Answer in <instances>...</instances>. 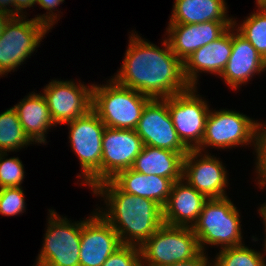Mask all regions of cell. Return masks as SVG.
<instances>
[{"label": "cell", "instance_id": "1", "mask_svg": "<svg viewBox=\"0 0 266 266\" xmlns=\"http://www.w3.org/2000/svg\"><path fill=\"white\" fill-rule=\"evenodd\" d=\"M163 40L161 49L133 32L123 63L117 74L111 77L118 84L152 99L188 90L190 85L184 77L183 62L172 52L166 37Z\"/></svg>", "mask_w": 266, "mask_h": 266}, {"label": "cell", "instance_id": "2", "mask_svg": "<svg viewBox=\"0 0 266 266\" xmlns=\"http://www.w3.org/2000/svg\"><path fill=\"white\" fill-rule=\"evenodd\" d=\"M92 192L103 197L107 209L100 208L98 213L118 233L122 244L140 247L164 224L158 203L123 192L111 180L101 182Z\"/></svg>", "mask_w": 266, "mask_h": 266}, {"label": "cell", "instance_id": "3", "mask_svg": "<svg viewBox=\"0 0 266 266\" xmlns=\"http://www.w3.org/2000/svg\"><path fill=\"white\" fill-rule=\"evenodd\" d=\"M152 98L118 84L93 85L92 110L106 127L135 130L144 107Z\"/></svg>", "mask_w": 266, "mask_h": 266}, {"label": "cell", "instance_id": "4", "mask_svg": "<svg viewBox=\"0 0 266 266\" xmlns=\"http://www.w3.org/2000/svg\"><path fill=\"white\" fill-rule=\"evenodd\" d=\"M262 123L233 110H210L206 120L205 132L201 144L196 148L204 152L206 148H235L241 145L254 146L256 163L260 155ZM205 148V149H204Z\"/></svg>", "mask_w": 266, "mask_h": 266}, {"label": "cell", "instance_id": "5", "mask_svg": "<svg viewBox=\"0 0 266 266\" xmlns=\"http://www.w3.org/2000/svg\"><path fill=\"white\" fill-rule=\"evenodd\" d=\"M241 226L239 210L227 196L208 199L192 228L204 253L206 245L220 249L243 245Z\"/></svg>", "mask_w": 266, "mask_h": 266}, {"label": "cell", "instance_id": "6", "mask_svg": "<svg viewBox=\"0 0 266 266\" xmlns=\"http://www.w3.org/2000/svg\"><path fill=\"white\" fill-rule=\"evenodd\" d=\"M71 148L79 158L81 184L90 190L101 183L102 137L106 126L91 109L86 115L66 123Z\"/></svg>", "mask_w": 266, "mask_h": 266}, {"label": "cell", "instance_id": "7", "mask_svg": "<svg viewBox=\"0 0 266 266\" xmlns=\"http://www.w3.org/2000/svg\"><path fill=\"white\" fill-rule=\"evenodd\" d=\"M139 248L141 266H168L195 259L202 253L193 228L165 223Z\"/></svg>", "mask_w": 266, "mask_h": 266}, {"label": "cell", "instance_id": "8", "mask_svg": "<svg viewBox=\"0 0 266 266\" xmlns=\"http://www.w3.org/2000/svg\"><path fill=\"white\" fill-rule=\"evenodd\" d=\"M48 215V227L35 266H80L81 228L85 220L72 223L52 209Z\"/></svg>", "mask_w": 266, "mask_h": 266}, {"label": "cell", "instance_id": "9", "mask_svg": "<svg viewBox=\"0 0 266 266\" xmlns=\"http://www.w3.org/2000/svg\"><path fill=\"white\" fill-rule=\"evenodd\" d=\"M25 17H11L0 36V76L14 72L50 31L43 23Z\"/></svg>", "mask_w": 266, "mask_h": 266}, {"label": "cell", "instance_id": "10", "mask_svg": "<svg viewBox=\"0 0 266 266\" xmlns=\"http://www.w3.org/2000/svg\"><path fill=\"white\" fill-rule=\"evenodd\" d=\"M197 86L167 97L168 111L181 142L190 150L202 142L210 105L197 95Z\"/></svg>", "mask_w": 266, "mask_h": 266}, {"label": "cell", "instance_id": "11", "mask_svg": "<svg viewBox=\"0 0 266 266\" xmlns=\"http://www.w3.org/2000/svg\"><path fill=\"white\" fill-rule=\"evenodd\" d=\"M93 85L87 86L74 80H51L43 89L49 112L55 127L86 115L92 109Z\"/></svg>", "mask_w": 266, "mask_h": 266}, {"label": "cell", "instance_id": "12", "mask_svg": "<svg viewBox=\"0 0 266 266\" xmlns=\"http://www.w3.org/2000/svg\"><path fill=\"white\" fill-rule=\"evenodd\" d=\"M209 154L208 150L203 154L197 149H190L183 157L182 179L207 199L227 197L225 190L228 187L226 166L219 158Z\"/></svg>", "mask_w": 266, "mask_h": 266}, {"label": "cell", "instance_id": "13", "mask_svg": "<svg viewBox=\"0 0 266 266\" xmlns=\"http://www.w3.org/2000/svg\"><path fill=\"white\" fill-rule=\"evenodd\" d=\"M144 145L168 149L185 156L189 149L179 139L168 111L167 97L151 99L135 128Z\"/></svg>", "mask_w": 266, "mask_h": 266}, {"label": "cell", "instance_id": "14", "mask_svg": "<svg viewBox=\"0 0 266 266\" xmlns=\"http://www.w3.org/2000/svg\"><path fill=\"white\" fill-rule=\"evenodd\" d=\"M143 146L135 130L106 127L102 137L101 182L132 168Z\"/></svg>", "mask_w": 266, "mask_h": 266}, {"label": "cell", "instance_id": "15", "mask_svg": "<svg viewBox=\"0 0 266 266\" xmlns=\"http://www.w3.org/2000/svg\"><path fill=\"white\" fill-rule=\"evenodd\" d=\"M85 218L81 228L80 266H102L121 245L118 233L98 213Z\"/></svg>", "mask_w": 266, "mask_h": 266}, {"label": "cell", "instance_id": "16", "mask_svg": "<svg viewBox=\"0 0 266 266\" xmlns=\"http://www.w3.org/2000/svg\"><path fill=\"white\" fill-rule=\"evenodd\" d=\"M232 25L233 21L168 24L166 39L172 52L184 62L196 50L219 38Z\"/></svg>", "mask_w": 266, "mask_h": 266}, {"label": "cell", "instance_id": "17", "mask_svg": "<svg viewBox=\"0 0 266 266\" xmlns=\"http://www.w3.org/2000/svg\"><path fill=\"white\" fill-rule=\"evenodd\" d=\"M265 71L266 60L232 25V53L220 78L236 91L255 74Z\"/></svg>", "mask_w": 266, "mask_h": 266}, {"label": "cell", "instance_id": "18", "mask_svg": "<svg viewBox=\"0 0 266 266\" xmlns=\"http://www.w3.org/2000/svg\"><path fill=\"white\" fill-rule=\"evenodd\" d=\"M232 53V26L219 38L202 46L183 62V73L190 87L198 84L199 72L220 76Z\"/></svg>", "mask_w": 266, "mask_h": 266}, {"label": "cell", "instance_id": "19", "mask_svg": "<svg viewBox=\"0 0 266 266\" xmlns=\"http://www.w3.org/2000/svg\"><path fill=\"white\" fill-rule=\"evenodd\" d=\"M207 200L185 180L176 181L163 207V222L171 226L192 228Z\"/></svg>", "mask_w": 266, "mask_h": 266}, {"label": "cell", "instance_id": "20", "mask_svg": "<svg viewBox=\"0 0 266 266\" xmlns=\"http://www.w3.org/2000/svg\"><path fill=\"white\" fill-rule=\"evenodd\" d=\"M111 181L123 192L148 198L162 208L170 195L173 182L157 175H146L132 168L119 172Z\"/></svg>", "mask_w": 266, "mask_h": 266}, {"label": "cell", "instance_id": "21", "mask_svg": "<svg viewBox=\"0 0 266 266\" xmlns=\"http://www.w3.org/2000/svg\"><path fill=\"white\" fill-rule=\"evenodd\" d=\"M13 108L17 111L19 122L29 139L34 144H46L45 134H48L49 129L55 124L42 93H29Z\"/></svg>", "mask_w": 266, "mask_h": 266}, {"label": "cell", "instance_id": "22", "mask_svg": "<svg viewBox=\"0 0 266 266\" xmlns=\"http://www.w3.org/2000/svg\"><path fill=\"white\" fill-rule=\"evenodd\" d=\"M183 157L179 152L144 145L132 169L146 175L166 177L174 183L182 179Z\"/></svg>", "mask_w": 266, "mask_h": 266}, {"label": "cell", "instance_id": "23", "mask_svg": "<svg viewBox=\"0 0 266 266\" xmlns=\"http://www.w3.org/2000/svg\"><path fill=\"white\" fill-rule=\"evenodd\" d=\"M227 8L225 0H175L169 24L233 21Z\"/></svg>", "mask_w": 266, "mask_h": 266}, {"label": "cell", "instance_id": "24", "mask_svg": "<svg viewBox=\"0 0 266 266\" xmlns=\"http://www.w3.org/2000/svg\"><path fill=\"white\" fill-rule=\"evenodd\" d=\"M34 144L19 122L17 111L11 107L0 114V152H16ZM25 146V147H24Z\"/></svg>", "mask_w": 266, "mask_h": 266}, {"label": "cell", "instance_id": "25", "mask_svg": "<svg viewBox=\"0 0 266 266\" xmlns=\"http://www.w3.org/2000/svg\"><path fill=\"white\" fill-rule=\"evenodd\" d=\"M233 20V26L245 37L250 44L266 60V7H258L257 11L249 15L237 24ZM238 26V27H237Z\"/></svg>", "mask_w": 266, "mask_h": 266}, {"label": "cell", "instance_id": "26", "mask_svg": "<svg viewBox=\"0 0 266 266\" xmlns=\"http://www.w3.org/2000/svg\"><path fill=\"white\" fill-rule=\"evenodd\" d=\"M263 245V253L245 244L220 249L213 260V266H266V245L265 243Z\"/></svg>", "mask_w": 266, "mask_h": 266}, {"label": "cell", "instance_id": "27", "mask_svg": "<svg viewBox=\"0 0 266 266\" xmlns=\"http://www.w3.org/2000/svg\"><path fill=\"white\" fill-rule=\"evenodd\" d=\"M7 152H0V189L22 187L24 165L18 157L6 158Z\"/></svg>", "mask_w": 266, "mask_h": 266}, {"label": "cell", "instance_id": "28", "mask_svg": "<svg viewBox=\"0 0 266 266\" xmlns=\"http://www.w3.org/2000/svg\"><path fill=\"white\" fill-rule=\"evenodd\" d=\"M25 195L22 187L0 189V214L15 216L24 213L26 209Z\"/></svg>", "mask_w": 266, "mask_h": 266}, {"label": "cell", "instance_id": "29", "mask_svg": "<svg viewBox=\"0 0 266 266\" xmlns=\"http://www.w3.org/2000/svg\"><path fill=\"white\" fill-rule=\"evenodd\" d=\"M102 266H141L139 246L122 244Z\"/></svg>", "mask_w": 266, "mask_h": 266}, {"label": "cell", "instance_id": "30", "mask_svg": "<svg viewBox=\"0 0 266 266\" xmlns=\"http://www.w3.org/2000/svg\"><path fill=\"white\" fill-rule=\"evenodd\" d=\"M63 2L64 0H36L37 5L47 10V12L42 15H36L34 19L43 23L48 29H52L53 25L58 21L57 18L60 16L53 11H58L54 9H57L56 7Z\"/></svg>", "mask_w": 266, "mask_h": 266}, {"label": "cell", "instance_id": "31", "mask_svg": "<svg viewBox=\"0 0 266 266\" xmlns=\"http://www.w3.org/2000/svg\"><path fill=\"white\" fill-rule=\"evenodd\" d=\"M255 172L258 174L256 175V179H258L259 188L264 189L266 187V145H260V155L257 161ZM263 187V188H262Z\"/></svg>", "mask_w": 266, "mask_h": 266}, {"label": "cell", "instance_id": "32", "mask_svg": "<svg viewBox=\"0 0 266 266\" xmlns=\"http://www.w3.org/2000/svg\"><path fill=\"white\" fill-rule=\"evenodd\" d=\"M205 253H201L197 258L186 261V262H181V263H174L168 266H213V260L208 259V255L206 256Z\"/></svg>", "mask_w": 266, "mask_h": 266}, {"label": "cell", "instance_id": "33", "mask_svg": "<svg viewBox=\"0 0 266 266\" xmlns=\"http://www.w3.org/2000/svg\"><path fill=\"white\" fill-rule=\"evenodd\" d=\"M35 4L36 0H13L14 9L20 16H26L24 9L33 7Z\"/></svg>", "mask_w": 266, "mask_h": 266}, {"label": "cell", "instance_id": "34", "mask_svg": "<svg viewBox=\"0 0 266 266\" xmlns=\"http://www.w3.org/2000/svg\"><path fill=\"white\" fill-rule=\"evenodd\" d=\"M13 8H14L13 0H0V11L1 12H5L9 14L11 17H19L20 15Z\"/></svg>", "mask_w": 266, "mask_h": 266}, {"label": "cell", "instance_id": "35", "mask_svg": "<svg viewBox=\"0 0 266 266\" xmlns=\"http://www.w3.org/2000/svg\"><path fill=\"white\" fill-rule=\"evenodd\" d=\"M10 18L11 16L9 14L0 11V36L3 33L4 27Z\"/></svg>", "mask_w": 266, "mask_h": 266}, {"label": "cell", "instance_id": "36", "mask_svg": "<svg viewBox=\"0 0 266 266\" xmlns=\"http://www.w3.org/2000/svg\"><path fill=\"white\" fill-rule=\"evenodd\" d=\"M259 212V215L261 216V218H263V222H266V201L264 202V204H261L259 209L257 210Z\"/></svg>", "mask_w": 266, "mask_h": 266}, {"label": "cell", "instance_id": "37", "mask_svg": "<svg viewBox=\"0 0 266 266\" xmlns=\"http://www.w3.org/2000/svg\"><path fill=\"white\" fill-rule=\"evenodd\" d=\"M260 145H266V123L262 124L261 127V141Z\"/></svg>", "mask_w": 266, "mask_h": 266}, {"label": "cell", "instance_id": "38", "mask_svg": "<svg viewBox=\"0 0 266 266\" xmlns=\"http://www.w3.org/2000/svg\"><path fill=\"white\" fill-rule=\"evenodd\" d=\"M256 7H266V0H256Z\"/></svg>", "mask_w": 266, "mask_h": 266}, {"label": "cell", "instance_id": "39", "mask_svg": "<svg viewBox=\"0 0 266 266\" xmlns=\"http://www.w3.org/2000/svg\"><path fill=\"white\" fill-rule=\"evenodd\" d=\"M263 224H264V227H265V239H264V242H265V245H266V222H263Z\"/></svg>", "mask_w": 266, "mask_h": 266}]
</instances>
